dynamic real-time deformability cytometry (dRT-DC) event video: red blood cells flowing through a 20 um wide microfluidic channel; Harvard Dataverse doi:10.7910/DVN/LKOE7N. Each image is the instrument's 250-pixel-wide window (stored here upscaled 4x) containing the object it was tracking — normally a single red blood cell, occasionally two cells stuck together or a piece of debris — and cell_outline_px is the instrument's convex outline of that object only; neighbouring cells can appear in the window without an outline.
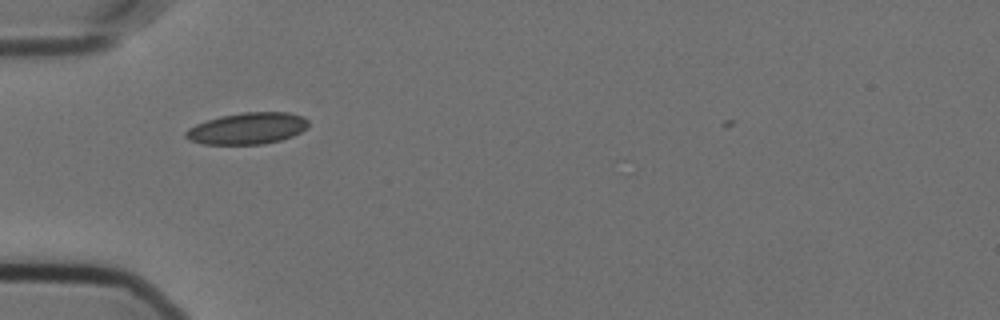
{"species": "Egyptian fruit bat (a non-hibernating species)", "species_latin": "Rousettus aegyptiacus", "temperature_condition": "cold", "stored_images_in_passage": 35, "camera_frame_rate_fps": 3000, "um_per_image_px": 0.085, "animal": {"sex": "female"}, "frame": {"image": 1, "passage_image": 2, "time_ms": 0.333, "image_size_px": [1000, 320], "cell_outline_px": [[308, 128], [292, 136], [280, 140], [264, 144], [200, 144], [188, 140], [184, 136], [184, 132], [188, 128], [196, 124], [220, 116], [240, 112], [288, 112], [304, 116], [308, 120]], "centroid_in_image_um": [21.02, 10.91], "position_along_channel_um": 64.0, "area_um2": 22.77}}
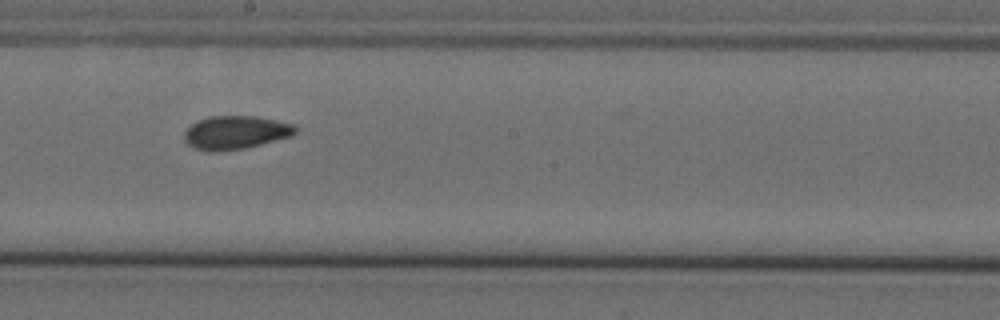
{"frame": {"image": 2, "passage_image": 16, "time_ms": 5.0, "image_size_px": [1000, 320], "cell_outline_px": [[296, 132], [292, 136], [244, 148], [216, 152], [208, 152], [196, 148], [188, 144], [184, 140], [184, 132], [192, 124], [208, 116], [256, 116], [276, 120], [292, 124], [296, 128]], "centroid_in_image_um": [20.01, 11.26], "position_along_channel_um": 228.2, "area_um2": 21.5}}
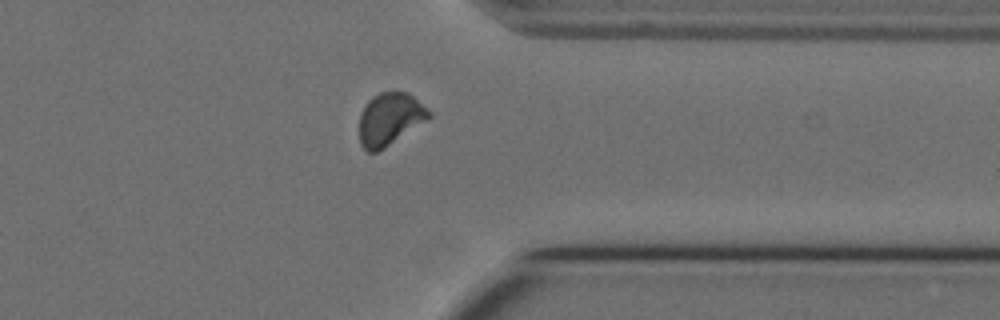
{"frame": {"image": 3, "passage_image": 29, "time_ms": 9.333, "image_size_px": [1000, 320], "cell_outline_px": [[432, 116], [428, 120], [384, 148], [376, 152], [368, 152], [360, 144], [360, 112], [364, 104], [372, 96], [380, 92], [404, 92], [412, 96], [428, 108], [432, 112]], "centroid_in_image_um": [33.14, 10.11], "position_along_channel_um": 378.3, "area_um2": 21.33}}